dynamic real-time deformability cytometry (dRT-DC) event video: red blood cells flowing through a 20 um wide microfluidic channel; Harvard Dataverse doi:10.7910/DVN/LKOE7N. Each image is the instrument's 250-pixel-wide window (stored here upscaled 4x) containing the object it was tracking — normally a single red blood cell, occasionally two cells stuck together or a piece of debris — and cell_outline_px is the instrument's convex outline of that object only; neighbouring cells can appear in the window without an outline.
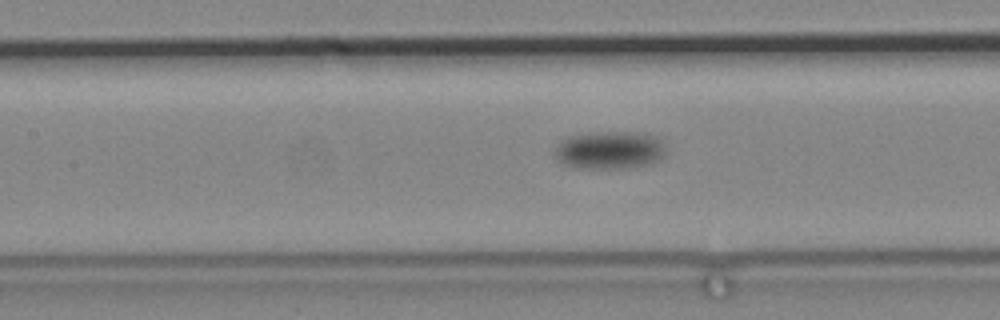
{"species": "common noctule bat (a hibernating species)", "species_latin": "Nyctalus noctula", "temperature_condition": "cold", "stored_images_in_passage": 80, "camera_frame_rate_fps": 3000, "um_per_image_px": 0.085, "animal": {"sex": "male", "body_mass_g": 19.2, "forearm_length_mm": 51.8}, "frame": {"image": 1, "passage_image": 35, "time_ms": 11.333, "image_size_px": [1000, 320], "cell_outline_px": [[664, 156], [648, 164], [632, 168], [572, 168], [556, 160], [552, 156], [552, 148], [560, 140], [568, 136], [592, 132], [648, 132], [656, 136], [664, 144]], "centroid_in_image_um": [51.74, 12.75], "position_along_channel_um": 155.7, "area_um2": 25.26}}
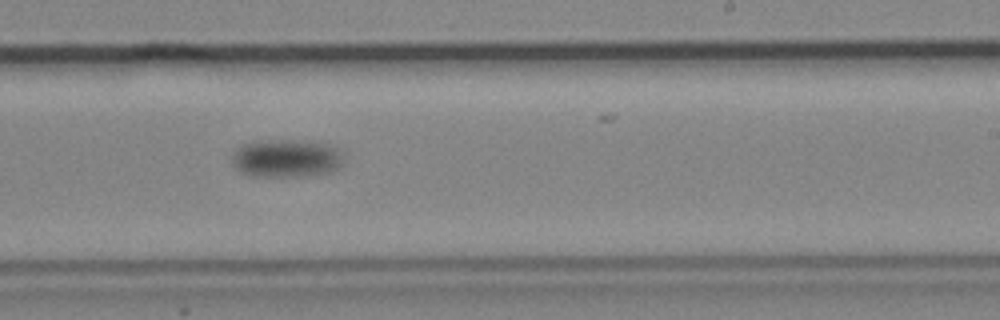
{"frame": {"image": 2, "passage_image": 48, "time_ms": 15.667, "image_size_px": [1000, 320], "cell_outline_px": [[344, 160], [340, 168], [332, 172], [308, 176], [252, 176], [240, 172], [232, 164], [232, 152], [240, 144], [256, 140], [312, 140], [344, 148]], "centroid_in_image_um": [24.4, 13.43], "position_along_channel_um": 264.6, "area_um2": 25.84}}
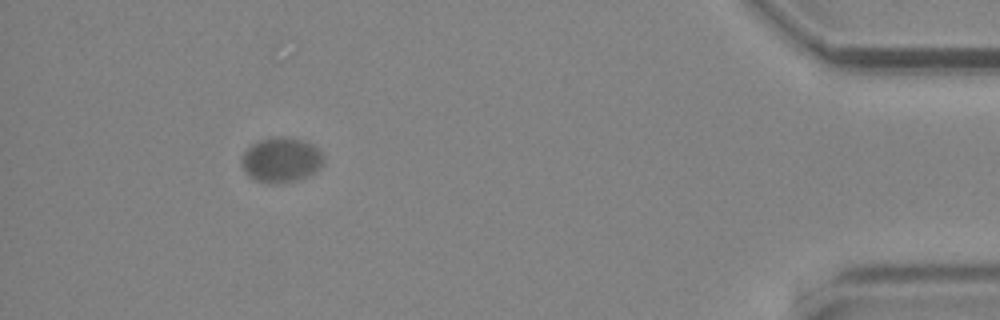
{"frame": {"image": 3, "passage_image": 73, "time_ms": 24.0, "image_size_px": [1000, 320], "cell_outline_px": [[324, 164], [316, 172], [308, 176], [296, 180], [276, 184], [256, 180], [248, 176], [244, 172], [240, 164], [240, 160], [244, 152], [252, 144], [260, 140], [272, 136], [288, 136], [304, 140], [312, 144], [324, 156]], "centroid_in_image_um": [23.9, 13.58], "position_along_channel_um": 411.3, "area_um2": 21.85}}